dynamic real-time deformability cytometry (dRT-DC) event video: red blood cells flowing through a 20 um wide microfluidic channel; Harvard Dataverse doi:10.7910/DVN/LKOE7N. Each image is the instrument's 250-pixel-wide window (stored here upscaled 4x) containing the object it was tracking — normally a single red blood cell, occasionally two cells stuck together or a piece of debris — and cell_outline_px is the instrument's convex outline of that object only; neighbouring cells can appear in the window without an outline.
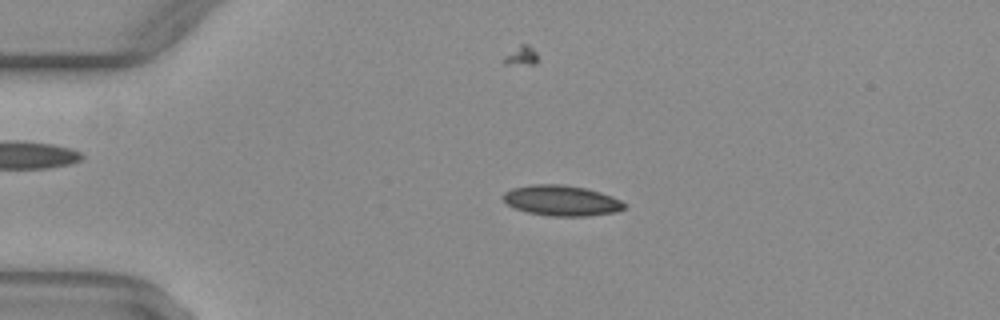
{"species": "common noctule bat (a hibernating species)", "species_latin": "Nyctalus noctula", "temperature_condition": "warm", "stored_images_in_passage": 51, "camera_frame_rate_fps": 3000, "um_per_image_px": 0.085, "animal": {"sex": "female", "body_mass_g": 29.2, "forearm_length_mm": 56.3}, "frame": {"image": 1, "passage_image": 12, "time_ms": 3.667, "image_size_px": [1000, 320], "cell_outline_px": [[628, 208], [616, 212], [588, 216], [552, 216], [528, 212], [516, 208], [508, 204], [500, 196], [504, 192], [512, 188], [532, 184], [564, 184], [588, 188], [612, 196], [628, 204]], "centroid_in_image_um": [47.77, 17.04], "position_along_channel_um": 37.2, "area_um2": 21.79}}
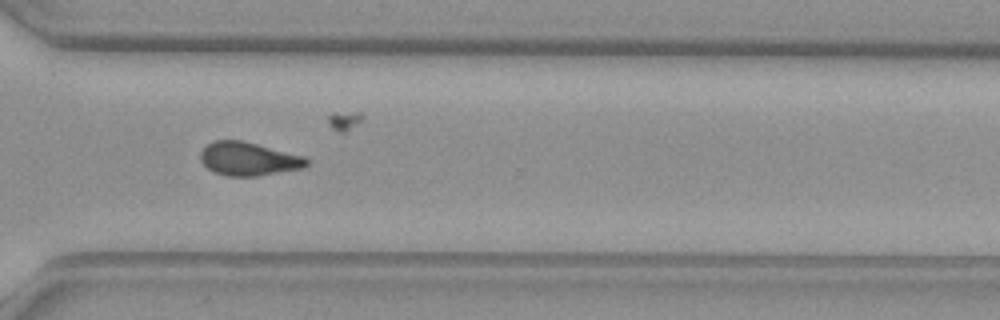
{"frame": {"image": 2, "passage_image": 38, "time_ms": 12.333, "image_size_px": [1000, 320], "cell_outline_px": [[308, 164], [304, 168], [256, 176], [228, 176], [212, 172], [200, 160], [200, 152], [208, 144], [216, 140], [240, 140], [304, 156], [308, 160]], "centroid_in_image_um": [21.11, 13.51], "position_along_channel_um": 349.5, "area_um2": 20.52}}
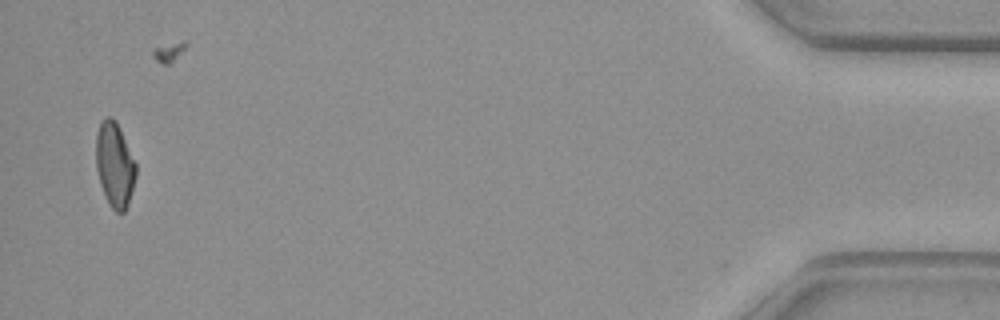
{"frame": {"image": 3, "passage_image": 50, "time_ms": 16.333, "image_size_px": [1000, 320], "cell_outline_px": [[136, 176], [132, 192], [128, 204], [124, 212], [116, 212], [112, 208], [104, 196], [100, 184], [96, 168], [96, 132], [100, 120], [104, 116], [112, 116], [116, 120], [136, 164]], "centroid_in_image_um": [9.73, 13.97], "position_along_channel_um": 425.5, "area_um2": 19.94}}